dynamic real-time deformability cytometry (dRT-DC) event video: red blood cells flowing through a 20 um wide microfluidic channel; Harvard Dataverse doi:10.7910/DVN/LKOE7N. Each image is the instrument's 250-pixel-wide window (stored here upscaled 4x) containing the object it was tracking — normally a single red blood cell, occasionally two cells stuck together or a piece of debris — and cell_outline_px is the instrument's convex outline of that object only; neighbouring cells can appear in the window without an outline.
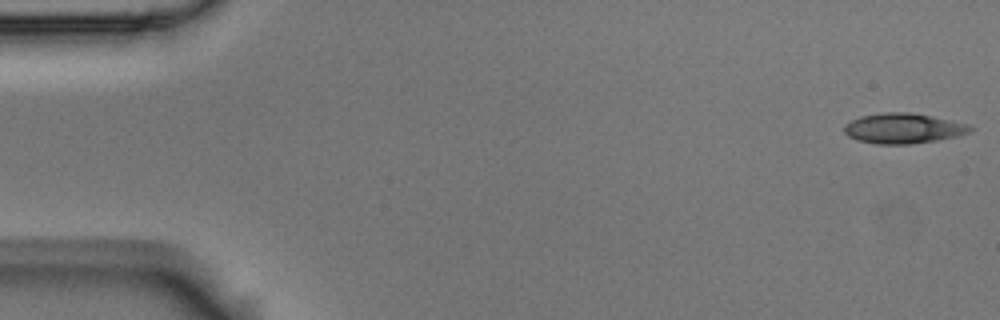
{"species": "Egyptian fruit bat (a non-hibernating species)", "species_latin": "Rousettus aegyptiacus", "temperature_condition": "room temperature", "stored_images_in_passage": 55, "camera_frame_rate_fps": 3000, "um_per_image_px": 0.085, "animal": {"sex": "male"}, "frame": {"image": 1, "passage_image": 1, "time_ms": 0.0, "image_size_px": [1000, 320], "cell_outline_px": [[976, 128], [968, 132], [956, 136], [936, 140], [912, 144], [876, 144], [856, 140], [848, 136], [844, 132], [844, 124], [860, 116], [884, 112], [912, 112], [968, 124]], "centroid_in_image_um": [76.74, 10.91], "position_along_channel_um": 8.3, "area_um2": 22.2}}
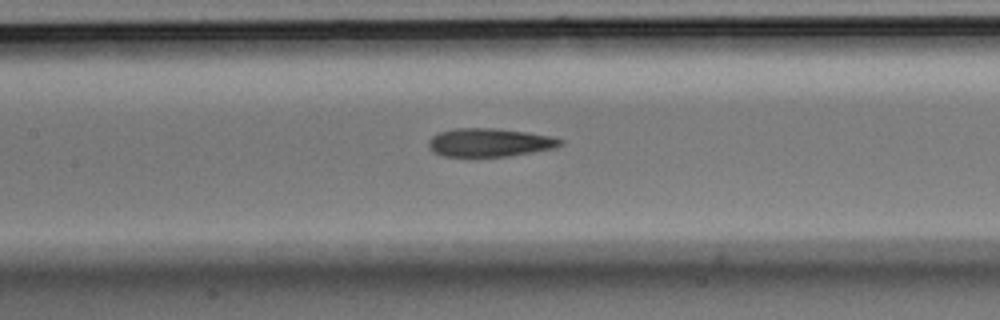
{"frame": {"image": 2, "passage_image": 25, "time_ms": 8.0, "image_size_px": [1000, 320], "cell_outline_px": [[564, 144], [556, 148], [508, 156], [444, 156], [432, 152], [428, 144], [428, 140], [432, 136], [440, 132], [452, 128], [492, 128], [524, 132], [548, 136], [564, 140]], "centroid_in_image_um": [41.59, 12.11], "position_along_channel_um": 165.8, "area_um2": 21.68}}
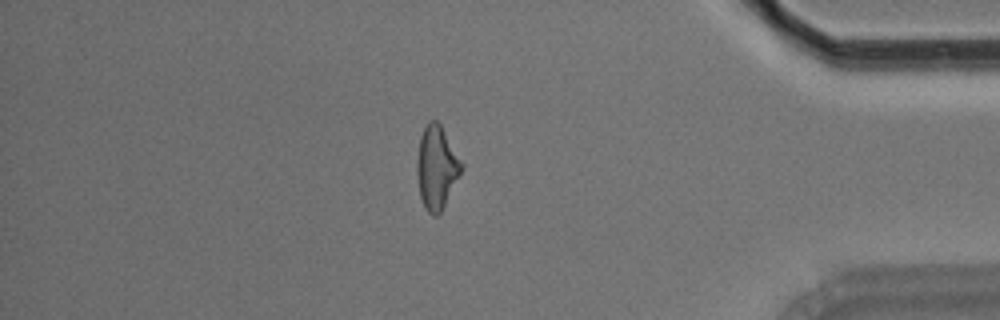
{"frame": {"image": 3, "passage_image": 47, "time_ms": 15.333, "image_size_px": [1000, 320], "cell_outline_px": [[464, 168], [460, 176], [440, 212], [436, 216], [432, 216], [424, 208], [420, 196], [416, 172], [416, 160], [420, 136], [428, 120], [436, 120], [440, 124], [464, 164]], "centroid_in_image_um": [37.11, 14.23], "position_along_channel_um": 398.1, "area_um2": 21.73}, "authors_computed_cell_mechanics": {"area_um2": 21.8484, "velocity_mm_per_s": 3.6375, "shape_relaxation_time_tau1_ms": null, "shape_relaxation_time_tau2_ms": 3.6282, "deformation_change_tau1": null, "deformation_change_tau2": 0.1451}}